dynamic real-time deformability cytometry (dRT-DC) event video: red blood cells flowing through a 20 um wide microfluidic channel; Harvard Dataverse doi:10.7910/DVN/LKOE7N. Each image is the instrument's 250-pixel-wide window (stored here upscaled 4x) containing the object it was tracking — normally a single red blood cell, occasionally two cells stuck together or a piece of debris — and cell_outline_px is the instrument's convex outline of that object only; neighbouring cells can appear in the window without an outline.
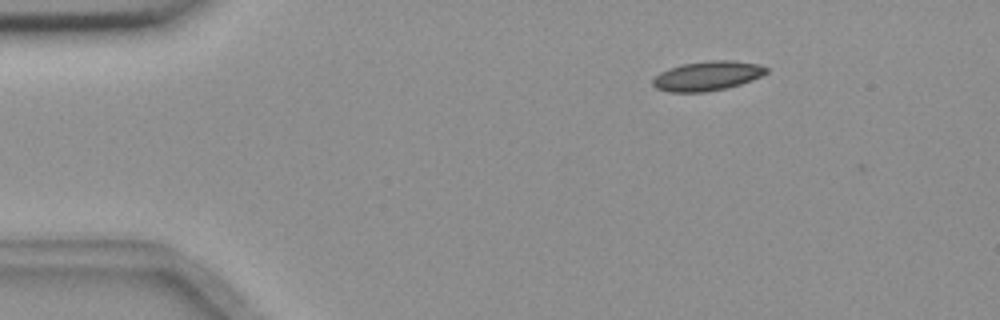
{"species": "common noctule bat (a hibernating species)", "species_latin": "Nyctalus noctula", "temperature_condition": "room temperature", "stored_images_in_passage": 6, "camera_frame_rate_fps": 3000, "um_per_image_px": 0.085, "animal": {"sex": "female", "body_mass_g": 18.4}, "frame": {"image": 1, "passage_image": 1, "time_ms": 0.0, "image_size_px": [1000, 320], "cell_outline_px": [[768, 72], [752, 80], [728, 88], [704, 92], [668, 92], [656, 88], [652, 84], [652, 80], [660, 72], [680, 64], [712, 60], [728, 60], [756, 64], [768, 68]], "centroid_in_image_um": [60.1, 6.46], "position_along_channel_um": 24.9, "area_um2": 19.42}}